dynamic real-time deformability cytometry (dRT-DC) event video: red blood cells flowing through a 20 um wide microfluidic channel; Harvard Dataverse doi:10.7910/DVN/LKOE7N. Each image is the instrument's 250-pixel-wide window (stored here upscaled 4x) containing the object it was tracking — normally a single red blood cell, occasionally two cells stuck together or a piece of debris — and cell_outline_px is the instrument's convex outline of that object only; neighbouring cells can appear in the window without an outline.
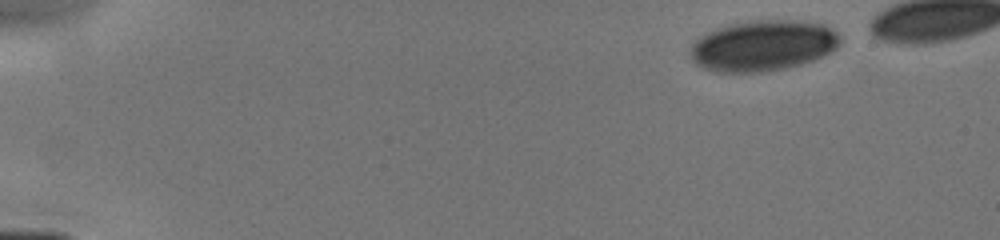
{"species": "human", "species_latin": "Homo sapiens", "temperature_condition": "cold", "stored_images_in_passage": 4, "camera_frame_rate_fps": 3000, "um_per_image_px": 0.085, "donor": {"sex": "male"}, "frame": {"image": 1, "passage_image": 1, "time_ms": 0.0, "image_size_px": [1000, 240], "cell_outline_px": [[840, 44], [836, 48], [824, 56], [800, 64], [784, 68], [760, 72], [716, 72], [704, 68], [696, 64], [692, 60], [688, 52], [688, 48], [700, 36], [716, 28], [732, 24], [752, 20], [792, 20], [824, 24], [836, 32], [840, 40]], "centroid_in_image_um": [64.81, 3.88], "position_along_channel_um": 20.2, "area_um2": 44.33}}